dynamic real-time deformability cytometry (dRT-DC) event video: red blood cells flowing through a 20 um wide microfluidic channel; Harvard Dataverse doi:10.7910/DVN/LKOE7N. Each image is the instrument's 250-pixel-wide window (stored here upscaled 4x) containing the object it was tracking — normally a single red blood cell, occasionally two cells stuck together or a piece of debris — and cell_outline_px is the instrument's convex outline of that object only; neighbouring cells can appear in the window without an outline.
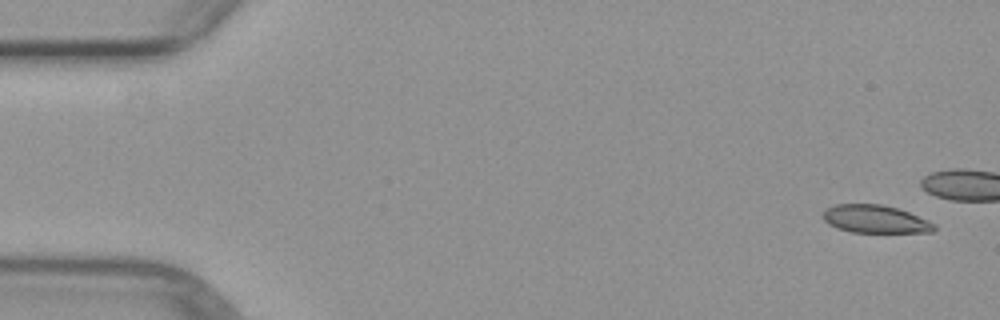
{"species": "common noctule bat (a hibernating species)", "species_latin": "Nyctalus noctula", "temperature_condition": "warm", "stored_images_in_passage": 6, "camera_frame_rate_fps": 3000, "um_per_image_px": 0.085, "animal": {"sex": "female", "body_mass_g": 29.2, "forearm_length_mm": 56.3}, "frame": {"image": 1, "passage_image": 1, "time_ms": 0.0, "image_size_px": [1000, 320], "cell_outline_px": [[936, 228], [932, 232], [852, 232], [836, 228], [828, 224], [820, 216], [828, 208], [836, 204], [880, 204], [896, 208], [908, 212], [936, 224]], "centroid_in_image_um": [74.36, 18.63], "position_along_channel_um": 10.6, "area_um2": 17.98}}